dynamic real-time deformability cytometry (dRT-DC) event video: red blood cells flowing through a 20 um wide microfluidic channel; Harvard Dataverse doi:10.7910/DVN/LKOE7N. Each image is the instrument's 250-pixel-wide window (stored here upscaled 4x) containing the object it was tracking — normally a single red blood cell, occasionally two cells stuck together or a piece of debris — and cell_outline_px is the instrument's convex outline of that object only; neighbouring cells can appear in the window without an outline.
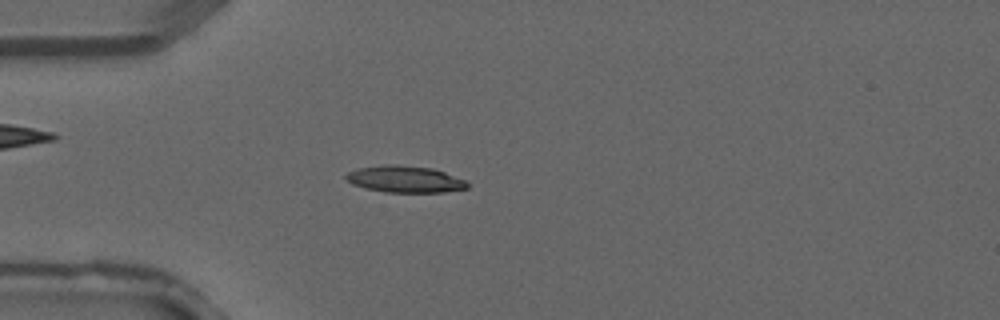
{"species": "common noctule bat (a hibernating species)", "species_latin": "Nyctalus noctula", "temperature_condition": "warm", "stored_images_in_passage": 2, "camera_frame_rate_fps": 3000, "um_per_image_px": 0.085, "animal": {"sex": "male", "forearm_length_mm": 52.5}, "frame": {"image": 1, "passage_image": 2, "time_ms": 0.333, "image_size_px": [1000, 320], "cell_outline_px": [[468, 188], [444, 192], [384, 192], [364, 188], [352, 184], [344, 176], [348, 172], [356, 168], [384, 164], [396, 164], [432, 168], [444, 172], [464, 180], [468, 184]], "centroid_in_image_um": [34.37, 15.22], "position_along_channel_um": 50.6, "area_um2": 18.9}}